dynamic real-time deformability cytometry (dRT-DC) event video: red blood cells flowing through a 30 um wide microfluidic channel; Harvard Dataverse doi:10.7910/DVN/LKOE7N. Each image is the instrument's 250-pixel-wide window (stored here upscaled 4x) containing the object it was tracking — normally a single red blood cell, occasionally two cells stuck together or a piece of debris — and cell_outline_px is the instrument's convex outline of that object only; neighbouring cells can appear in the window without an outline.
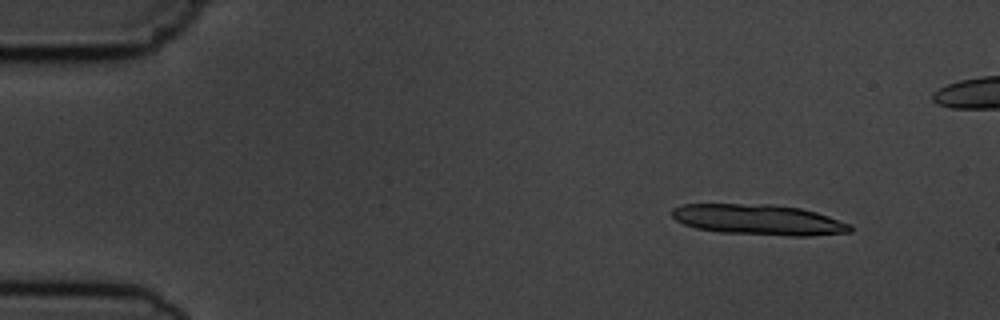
{"species": "common noctule bat (a hibernating species)", "species_latin": "Nyctalus noctula", "temperature_condition": "cold", "stored_images_in_passage": 5, "camera_frame_rate_fps": 3000, "um_per_image_px": 0.085, "animal": {"sex": "male", "body_mass_g": 19.5, "forearm_length_mm": 54.6}, "frame": {"image": 1, "passage_image": 1, "time_ms": 0.0, "image_size_px": [1000, 320], "cell_outline_px": [[852, 232], [808, 236], [788, 236], [720, 232], [696, 228], [684, 224], [676, 220], [672, 216], [672, 208], [680, 204], [772, 204], [800, 208], [816, 212], [852, 224]], "centroid_in_image_um": [64.5, 18.67], "position_along_channel_um": 20.5, "area_um2": 31.91}}